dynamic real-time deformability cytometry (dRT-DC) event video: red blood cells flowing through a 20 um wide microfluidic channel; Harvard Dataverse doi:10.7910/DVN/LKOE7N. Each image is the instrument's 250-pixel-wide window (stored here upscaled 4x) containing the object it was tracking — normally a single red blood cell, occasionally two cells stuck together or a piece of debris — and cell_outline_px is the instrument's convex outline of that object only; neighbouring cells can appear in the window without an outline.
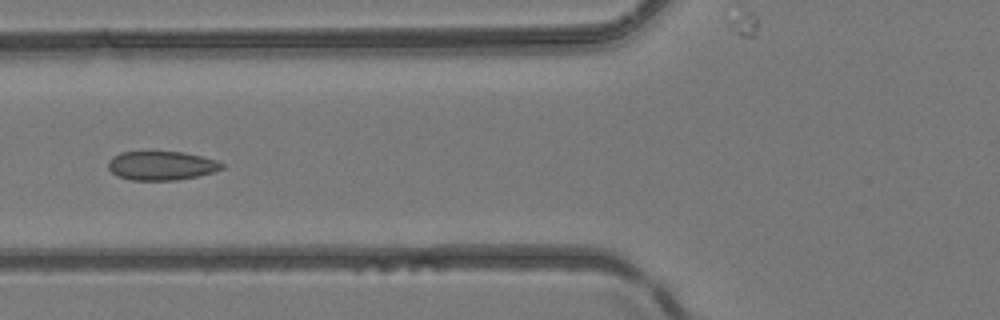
{"species": "common noctule bat (a hibernating species)", "species_latin": "Nyctalus noctula", "temperature_condition": "room temperature", "stored_images_in_passage": 5, "camera_frame_rate_fps": 3000, "um_per_image_px": 0.085, "animal": {"sex": "female", "body_mass_g": 24.6, "forearm_length_mm": 56.2}, "frame": {"image": 1, "passage_image": 4, "time_ms": 3.333, "image_size_px": [1000, 320], "cell_outline_px": [[224, 168], [212, 172], [196, 176], [176, 180], [132, 180], [116, 176], [108, 168], [108, 160], [112, 156], [120, 152], [184, 152], [216, 160], [224, 164]], "centroid_in_image_um": [13.69, 14.08], "position_along_channel_um": 112.1, "area_um2": 19.13}}
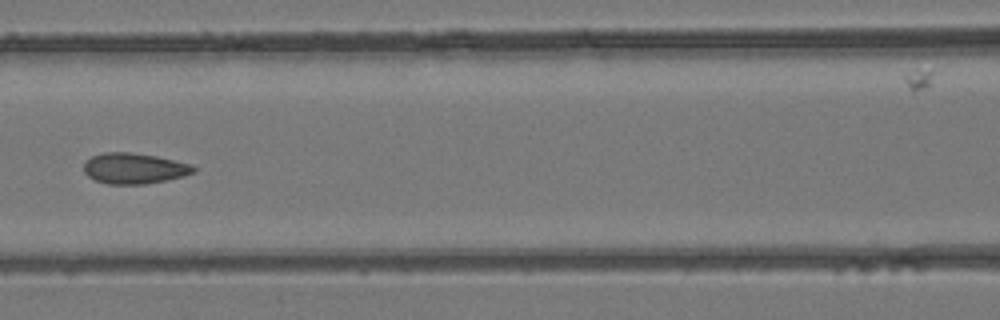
{"frame": {"image": 2, "passage_image": 5, "time_ms": 4.333, "image_size_px": [1000, 320], "cell_outline_px": [[196, 172], [184, 176], [168, 180], [144, 184], [108, 184], [96, 180], [88, 176], [84, 172], [84, 164], [92, 156], [104, 152], [128, 152], [156, 156], [188, 164], [196, 168]], "centroid_in_image_um": [11.4, 14.32], "position_along_channel_um": 155.2, "area_um2": 19.48}}